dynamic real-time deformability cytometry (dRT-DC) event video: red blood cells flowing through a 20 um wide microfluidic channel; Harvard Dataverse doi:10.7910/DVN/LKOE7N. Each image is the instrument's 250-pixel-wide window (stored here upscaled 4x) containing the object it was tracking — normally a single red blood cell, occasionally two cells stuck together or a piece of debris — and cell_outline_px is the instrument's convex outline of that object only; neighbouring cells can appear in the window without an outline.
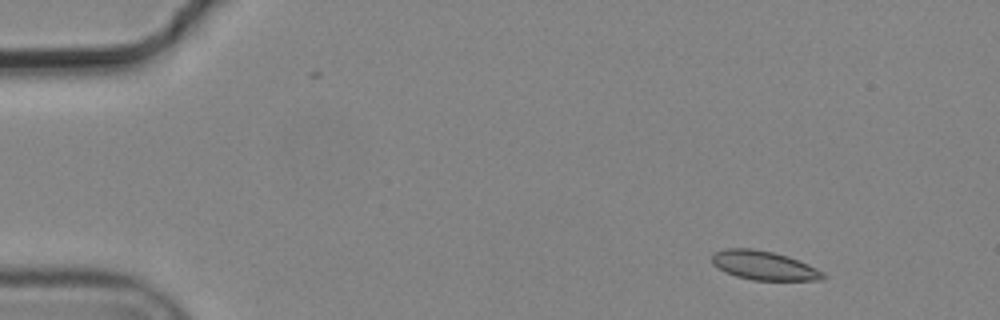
{"species": "common noctule bat (a hibernating species)", "species_latin": "Nyctalus noctula", "temperature_condition": "cold", "stored_images_in_passage": 5, "camera_frame_rate_fps": 3000, "um_per_image_px": 0.085, "animal": {"sex": "male", "body_mass_g": 19.2, "forearm_length_mm": 51.8}, "frame": {"image": 1, "passage_image": 2, "time_ms": 0.333, "image_size_px": [1000, 320], "cell_outline_px": [[828, 276], [820, 280], [752, 280], [736, 276], [724, 272], [712, 264], [712, 252], [724, 248], [752, 248], [772, 252], [788, 256], [808, 264], [824, 272]], "centroid_in_image_um": [64.91, 22.56], "position_along_channel_um": 20.1, "area_um2": 18.96}}
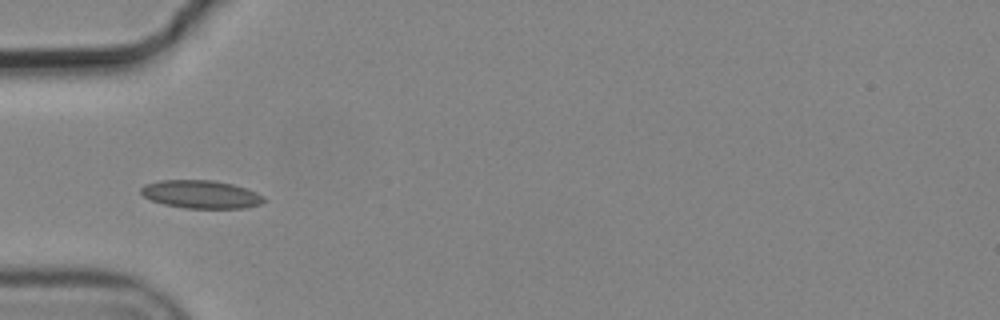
{"frame": {"image": 2, "passage_image": 5, "time_ms": 1.333, "image_size_px": [1000, 320], "cell_outline_px": [[264, 200], [260, 204], [244, 208], [184, 208], [164, 204], [152, 200], [144, 196], [140, 192], [140, 188], [144, 184], [160, 180], [212, 180], [232, 184], [256, 192], [264, 196]], "centroid_in_image_um": [17.06, 16.51], "position_along_channel_um": 67.9, "area_um2": 20.0}}